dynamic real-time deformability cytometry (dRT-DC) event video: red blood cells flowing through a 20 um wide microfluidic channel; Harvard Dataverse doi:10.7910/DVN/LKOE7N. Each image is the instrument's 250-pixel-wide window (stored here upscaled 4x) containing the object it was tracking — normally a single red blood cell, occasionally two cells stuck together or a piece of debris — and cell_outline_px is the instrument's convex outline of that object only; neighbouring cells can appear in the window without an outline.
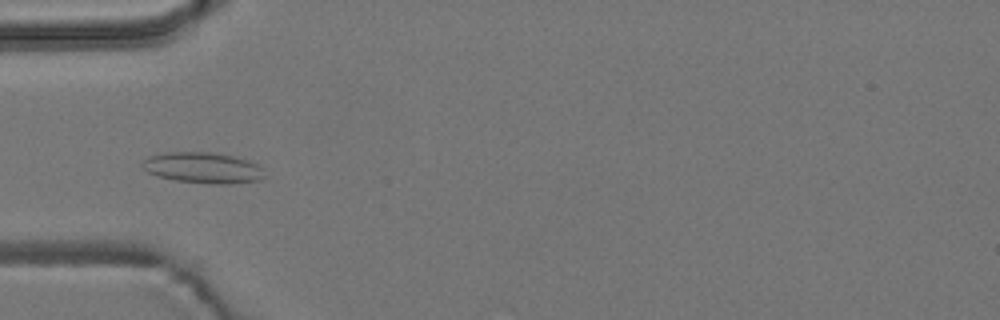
{"species": "common noctule bat (a hibernating species)", "species_latin": "Nyctalus noctula", "temperature_condition": "room temperature", "stored_images_in_passage": 7, "camera_frame_rate_fps": 3000, "um_per_image_px": 0.085, "animal": {"sex": "male", "body_mass_g": 19.2, "forearm_length_mm": 51.8}, "frame": {"image": 1, "passage_image": 4, "time_ms": 3.333, "image_size_px": [1000, 320], "cell_outline_px": [[264, 176], [260, 180], [228, 184], [212, 184], [176, 180], [156, 176], [148, 172], [140, 164], [148, 156], [168, 152], [212, 152], [232, 156], [248, 160], [264, 168]], "centroid_in_image_um": [17.25, 14.26], "position_along_channel_um": 67.7, "area_um2": 22.02}}
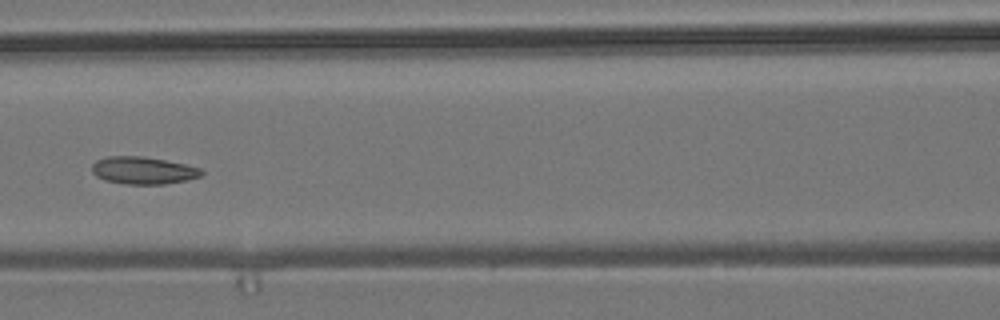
{"frame": {"image": 2, "passage_image": 6, "time_ms": 5.667, "image_size_px": [1000, 320], "cell_outline_px": [[204, 172], [200, 176], [188, 180], [164, 184], [128, 184], [104, 180], [96, 176], [92, 172], [92, 164], [96, 160], [108, 156], [144, 156], [184, 164], [200, 168]], "centroid_in_image_um": [12.15, 14.48], "position_along_channel_um": 154.4, "area_um2": 17.46}}
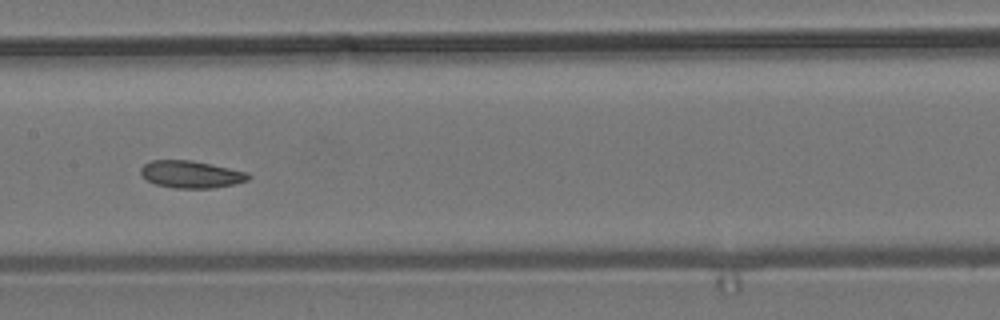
{"frame": {"image": 3, "passage_image": 7, "time_ms": 6.667, "image_size_px": [1000, 320], "cell_outline_px": [[252, 176], [248, 180], [232, 184], [212, 188], [172, 188], [156, 184], [148, 180], [140, 172], [140, 168], [144, 164], [152, 160], [192, 160], [248, 172]], "centroid_in_image_um": [16.24, 14.81], "position_along_channel_um": 191.2, "area_um2": 16.99}}